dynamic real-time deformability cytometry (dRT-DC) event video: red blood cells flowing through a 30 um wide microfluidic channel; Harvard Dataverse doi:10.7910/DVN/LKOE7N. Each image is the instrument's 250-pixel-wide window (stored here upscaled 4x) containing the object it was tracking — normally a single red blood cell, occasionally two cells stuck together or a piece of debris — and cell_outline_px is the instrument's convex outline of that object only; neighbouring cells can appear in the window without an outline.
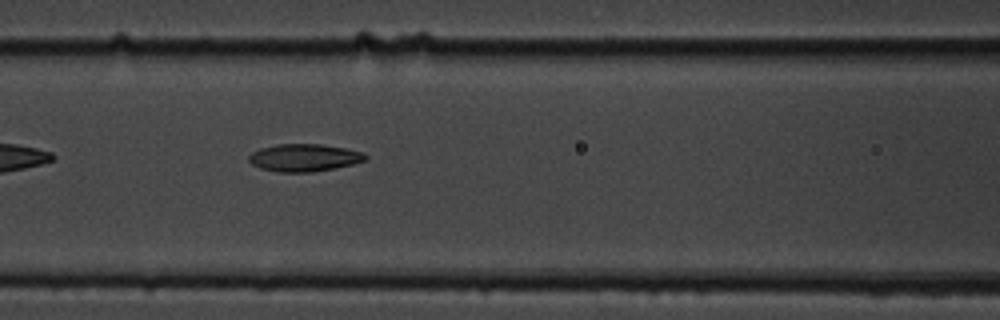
{"species": "common noctule bat (a hibernating species)", "species_latin": "Nyctalus noctula", "temperature_condition": "cold", "stored_images_in_passage": 27, "camera_frame_rate_fps": 3000, "um_per_image_px": 0.085, "animal": {"sex": "male", "body_mass_g": 19.5, "forearm_length_mm": 54.6}, "frame": {"image": 1, "passage_image": 6, "time_ms": 1.667, "image_size_px": [1000, 320], "cell_outline_px": [[368, 156], [364, 160], [352, 164], [336, 168], [312, 172], [276, 172], [260, 168], [252, 164], [248, 160], [248, 156], [252, 152], [260, 148], [276, 144], [320, 144], [348, 148], [364, 152]], "centroid_in_image_um": [25.85, 13.4], "position_along_channel_um": 140.7, "area_um2": 18.84}}
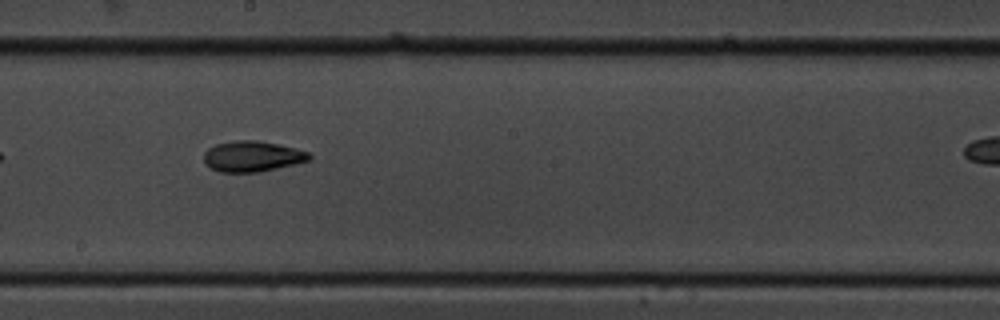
{"frame": {"image": 2, "passage_image": 13, "time_ms": 4.0, "image_size_px": [1000, 320], "cell_outline_px": [[312, 156], [308, 160], [260, 172], [220, 172], [204, 164], [204, 152], [208, 148], [216, 144], [236, 140], [256, 140], [296, 148], [308, 152]], "centroid_in_image_um": [21.4, 13.29], "position_along_channel_um": 226.8, "area_um2": 18.67}}
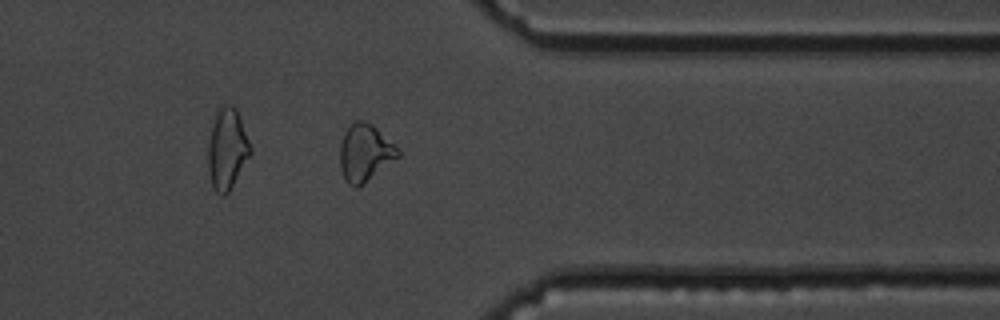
{"frame": {"image": 3, "passage_image": 26, "time_ms": 8.333, "image_size_px": [1000, 320], "cell_outline_px": [[400, 156], [364, 184], [356, 188], [348, 184], [344, 180], [340, 168], [340, 144], [344, 132], [356, 120], [364, 120], [372, 124], [400, 148]], "centroid_in_image_um": [31.03, 13.0], "position_along_channel_um": 380.4, "area_um2": 19.59}}